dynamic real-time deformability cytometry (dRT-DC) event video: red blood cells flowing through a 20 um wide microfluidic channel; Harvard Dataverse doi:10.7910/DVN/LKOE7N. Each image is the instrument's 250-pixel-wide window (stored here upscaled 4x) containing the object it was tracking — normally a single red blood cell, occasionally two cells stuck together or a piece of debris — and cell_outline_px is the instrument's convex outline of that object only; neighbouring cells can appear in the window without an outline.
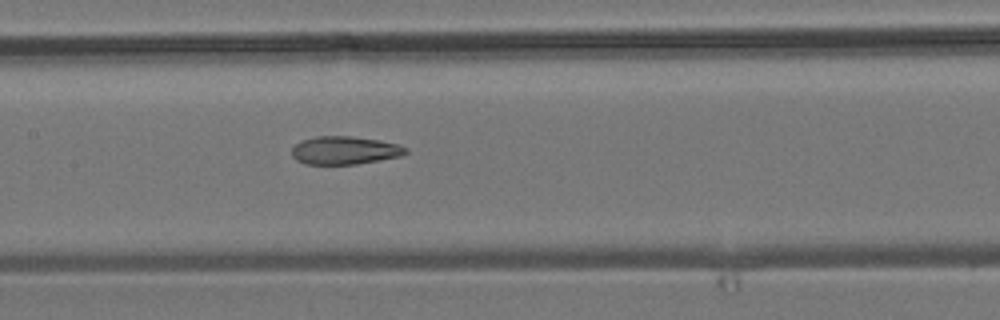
{"species": "common noctule bat (a hibernating species)", "species_latin": "Nyctalus noctula", "temperature_condition": "room temperature", "stored_images_in_passage": 7, "camera_frame_rate_fps": 3000, "um_per_image_px": 0.085, "animal": {"sex": "male", "body_mass_g": 19.2, "forearm_length_mm": 51.8}, "frame": {"image": 1, "passage_image": 7, "time_ms": 7.0, "image_size_px": [1000, 320], "cell_outline_px": [[408, 152], [400, 156], [380, 160], [356, 164], [304, 164], [296, 160], [292, 156], [292, 148], [300, 140], [316, 136], [352, 136], [380, 140], [396, 144], [408, 148]], "centroid_in_image_um": [29.28, 12.77], "position_along_channel_um": 178.1, "area_um2": 18.73}}